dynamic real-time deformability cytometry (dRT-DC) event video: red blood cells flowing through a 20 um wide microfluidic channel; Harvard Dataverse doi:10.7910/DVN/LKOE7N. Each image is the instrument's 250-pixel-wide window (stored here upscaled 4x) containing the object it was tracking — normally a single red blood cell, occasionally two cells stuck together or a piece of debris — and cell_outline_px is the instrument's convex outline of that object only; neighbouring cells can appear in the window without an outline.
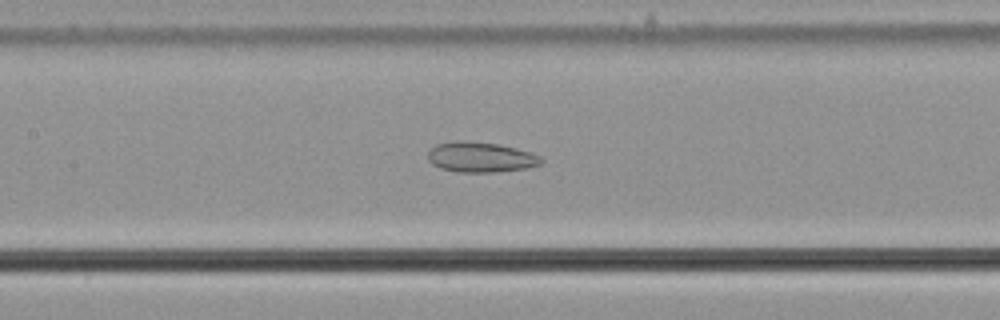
{"species": "common noctule bat (a hibernating species)", "species_latin": "Nyctalus noctula", "temperature_condition": "cold", "stored_images_in_passage": 55, "camera_frame_rate_fps": 3000, "um_per_image_px": 0.085, "animal": {"sex": "male", "body_mass_g": 21.5, "forearm_length_mm": 52.0}, "frame": {"image": 1, "passage_image": 26, "time_ms": 8.333, "image_size_px": [1000, 320], "cell_outline_px": [[544, 160], [540, 164], [528, 168], [492, 172], [456, 172], [440, 168], [432, 164], [428, 160], [428, 152], [436, 144], [460, 140], [464, 140], [496, 144], [532, 152], [540, 156]], "centroid_in_image_um": [40.85, 13.36], "position_along_channel_um": 166.6, "area_um2": 19.94}}
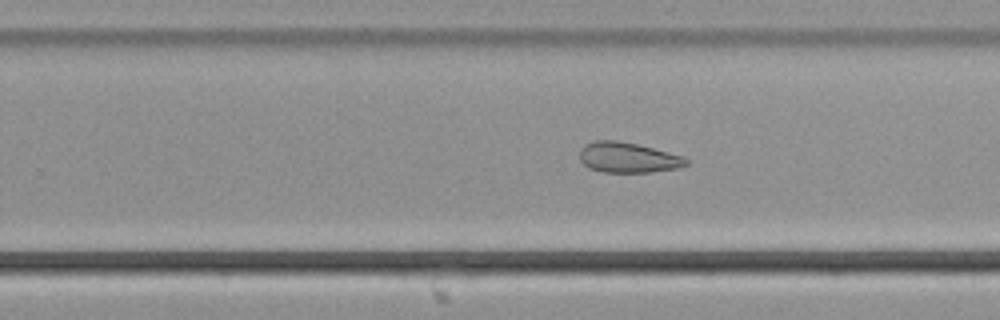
{"frame": {"image": 2, "passage_image": 35, "time_ms": 11.333, "image_size_px": [1000, 320], "cell_outline_px": [[688, 164], [680, 168], [652, 172], [600, 172], [588, 168], [580, 160], [580, 148], [584, 144], [592, 140], [616, 140], [636, 144], [684, 156], [688, 160]], "centroid_in_image_um": [53.36, 13.39], "position_along_channel_um": 276.4, "area_um2": 19.02}}
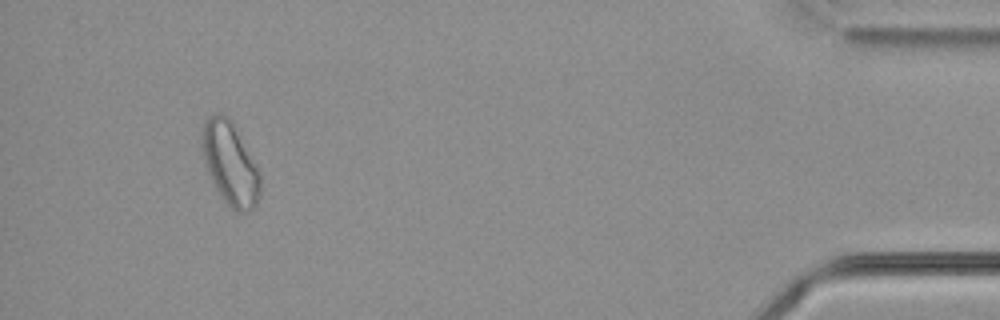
{"frame": {"image": 3, "passage_image": 52, "time_ms": 17.0, "image_size_px": [1000, 320], "cell_outline_px": [[260, 192], [256, 204], [248, 212], [236, 212], [224, 200], [216, 188], [208, 172], [200, 148], [200, 132], [204, 120], [208, 116], [216, 112], [220, 112], [228, 116], [232, 120], [256, 164], [260, 176]], "centroid_in_image_um": [19.52, 13.83], "position_along_channel_um": 415.7, "area_um2": 28.44}, "authors_computed_cell_mechanics": {"area_um2": 24.854, "velocity_mm_per_s": 3.6709, "shape_relaxation_time_tau1_ms": null, "shape_relaxation_time_tau2_ms": 4.9545, "deformation_change_tau1": null, "deformation_change_tau2": 0.1206}}